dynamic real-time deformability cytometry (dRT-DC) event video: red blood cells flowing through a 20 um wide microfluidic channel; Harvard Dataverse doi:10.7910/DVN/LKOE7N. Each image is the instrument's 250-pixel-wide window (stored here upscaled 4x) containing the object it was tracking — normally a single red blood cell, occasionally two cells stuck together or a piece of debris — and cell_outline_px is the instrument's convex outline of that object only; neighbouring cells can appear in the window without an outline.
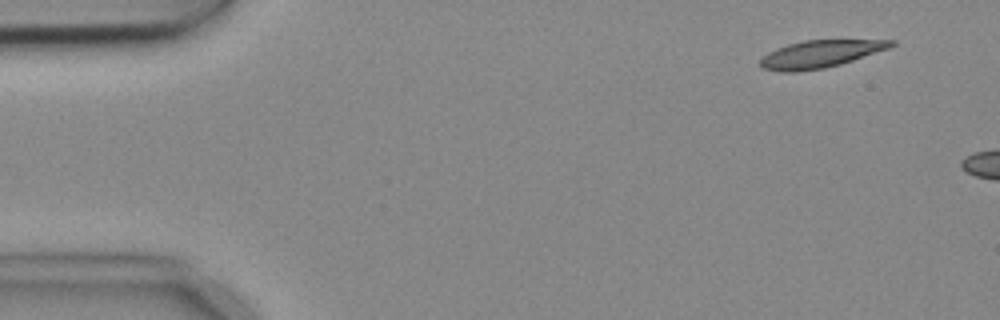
{"species": "common noctule bat (a hibernating species)", "species_latin": "Nyctalus noctula", "temperature_condition": "cold", "stored_images_in_passage": 3, "camera_frame_rate_fps": 3000, "um_per_image_px": 0.085, "animal": {"sex": "female", "body_mass_g": 18.4}, "frame": {"image": 1, "passage_image": 1, "time_ms": 0.0, "image_size_px": [1000, 320], "cell_outline_px": [[896, 44], [888, 48], [840, 64], [824, 68], [796, 72], [780, 72], [764, 68], [760, 64], [760, 60], [768, 52], [776, 48], [788, 44], [804, 40], [896, 40]], "centroid_in_image_um": [69.69, 4.59], "position_along_channel_um": 15.3, "area_um2": 20.63}}